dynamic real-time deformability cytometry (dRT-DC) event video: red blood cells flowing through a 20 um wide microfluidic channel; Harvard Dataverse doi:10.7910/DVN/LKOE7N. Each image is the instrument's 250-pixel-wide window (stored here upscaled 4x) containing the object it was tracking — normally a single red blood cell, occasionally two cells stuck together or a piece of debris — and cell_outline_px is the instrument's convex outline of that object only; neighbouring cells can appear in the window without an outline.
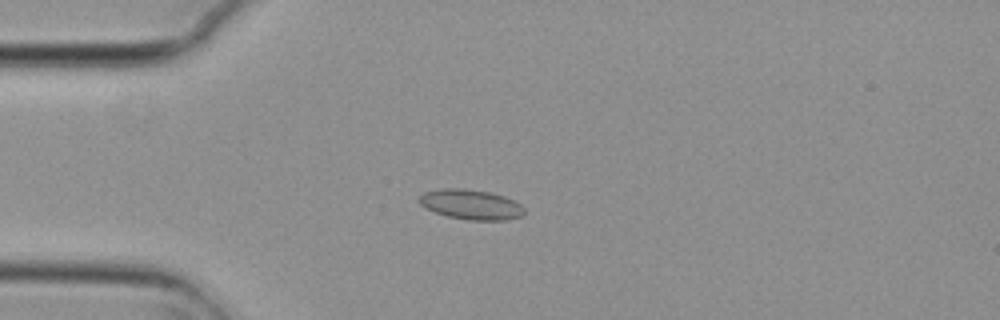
{"species": "common noctule bat (a hibernating species)", "species_latin": "Nyctalus noctula", "temperature_condition": "cold", "stored_images_in_passage": 7, "camera_frame_rate_fps": 3000, "um_per_image_px": 0.085, "animal": {"sex": "female", "body_mass_g": 29.2, "forearm_length_mm": 56.3}, "frame": {"image": 1, "passage_image": 5, "time_ms": 1.333, "image_size_px": [1000, 320], "cell_outline_px": [[524, 216], [508, 220], [468, 220], [448, 216], [424, 208], [416, 200], [424, 192], [444, 188], [464, 188], [492, 192], [504, 196], [520, 204], [524, 208]], "centroid_in_image_um": [40.03, 17.38], "position_along_channel_um": 45.0, "area_um2": 18.55}}
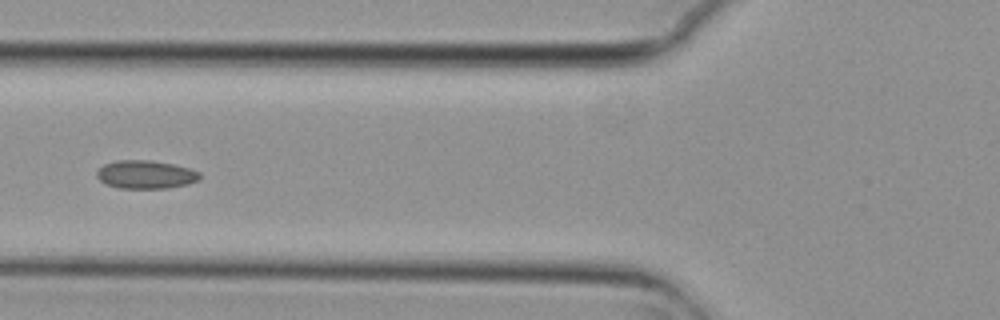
{"frame": {"image": 2, "passage_image": 7, "time_ms": 2.0, "image_size_px": [1000, 320], "cell_outline_px": [[200, 180], [188, 184], [168, 188], [120, 188], [104, 184], [96, 176], [96, 172], [104, 164], [116, 160], [148, 160], [172, 164], [188, 168], [200, 172]], "centroid_in_image_um": [12.37, 14.84], "position_along_channel_um": 113.4, "area_um2": 16.99}}